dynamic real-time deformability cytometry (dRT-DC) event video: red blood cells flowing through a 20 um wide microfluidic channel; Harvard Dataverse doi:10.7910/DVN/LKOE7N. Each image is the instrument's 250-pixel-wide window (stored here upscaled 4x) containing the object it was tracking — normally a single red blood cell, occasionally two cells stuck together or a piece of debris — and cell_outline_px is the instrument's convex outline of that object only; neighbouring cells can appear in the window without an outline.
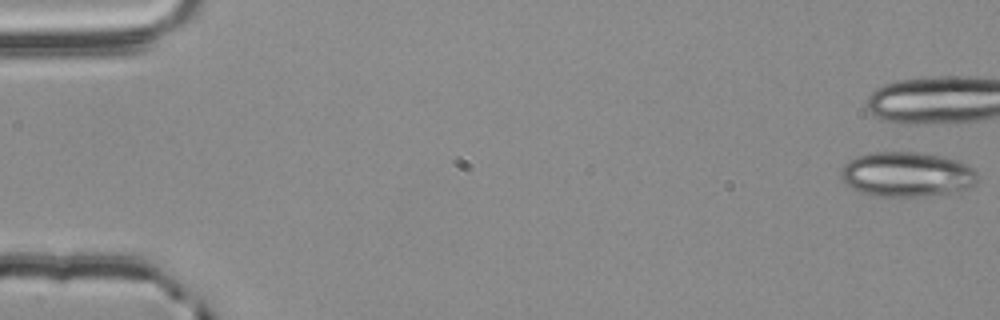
{"species": "common noctule bat (a hibernating species)", "species_latin": "Nyctalus noctula", "temperature_condition": "room temperature", "stored_images_in_passage": 7, "camera_frame_rate_fps": 3000, "um_per_image_px": 0.085, "animal": {"sex": "male", "body_mass_g": 20.4}, "frame": {"image": 1, "passage_image": 1, "time_ms": 0.0, "image_size_px": [1000, 320], "cell_outline_px": [[976, 180], [968, 188], [960, 192], [924, 196], [876, 196], [860, 192], [848, 184], [840, 176], [840, 168], [848, 160], [856, 156], [872, 152], [920, 152], [960, 160], [968, 164], [976, 172]], "centroid_in_image_um": [77.09, 14.81], "position_along_channel_um": 7.9, "area_um2": 35.89}}